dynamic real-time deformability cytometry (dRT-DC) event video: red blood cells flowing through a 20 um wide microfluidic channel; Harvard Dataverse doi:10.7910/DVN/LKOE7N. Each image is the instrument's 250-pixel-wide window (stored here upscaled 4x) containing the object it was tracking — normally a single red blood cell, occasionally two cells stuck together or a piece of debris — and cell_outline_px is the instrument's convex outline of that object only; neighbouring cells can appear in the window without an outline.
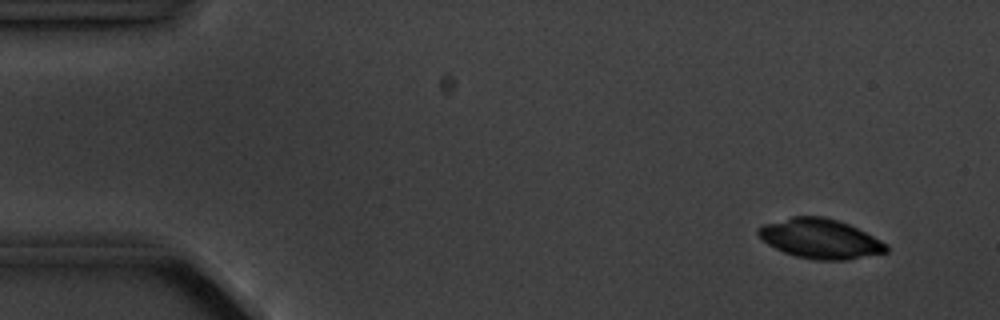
{"species": "common noctule bat (a hibernating species)", "species_latin": "Nyctalus noctula", "temperature_condition": "cold", "stored_images_in_passage": 5, "camera_frame_rate_fps": 3000, "um_per_image_px": 0.085, "animal": {"sex": "male", "body_mass_g": 20.1, "forearm_length_mm": 53.5}, "frame": {"image": 1, "passage_image": 2, "time_ms": 1.0, "image_size_px": [1000, 320], "cell_outline_px": [[888, 252], [848, 260], [816, 260], [796, 256], [784, 252], [768, 244], [756, 232], [756, 228], [764, 224], [792, 216], [824, 216], [848, 224], [888, 244]], "centroid_in_image_um": [69.72, 20.29], "position_along_channel_um": 15.3, "area_um2": 29.42}}